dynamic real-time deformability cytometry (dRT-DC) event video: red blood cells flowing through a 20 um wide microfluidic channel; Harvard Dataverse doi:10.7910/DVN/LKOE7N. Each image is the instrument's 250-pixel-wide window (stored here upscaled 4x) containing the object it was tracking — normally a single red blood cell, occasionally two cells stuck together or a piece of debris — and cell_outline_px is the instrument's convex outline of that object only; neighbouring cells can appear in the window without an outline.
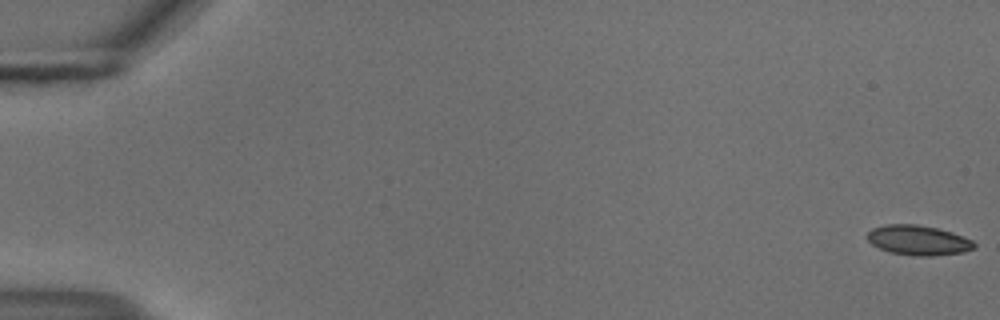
{"species": "common noctule bat (a hibernating species)", "species_latin": "Nyctalus noctula", "temperature_condition": "cold", "stored_images_in_passage": 55, "camera_frame_rate_fps": 3000, "um_per_image_px": 0.085, "animal": {"sex": "male", "body_mass_g": 18.8}, "frame": {"image": 1, "passage_image": 1, "time_ms": 0.0, "image_size_px": [1000, 320], "cell_outline_px": [[976, 248], [964, 252], [932, 256], [916, 256], [888, 252], [872, 244], [868, 240], [868, 232], [872, 228], [884, 224], [916, 224], [936, 228], [952, 232], [972, 240], [976, 244]], "centroid_in_image_um": [78.06, 20.42], "position_along_channel_um": 6.9, "area_um2": 18.67}}
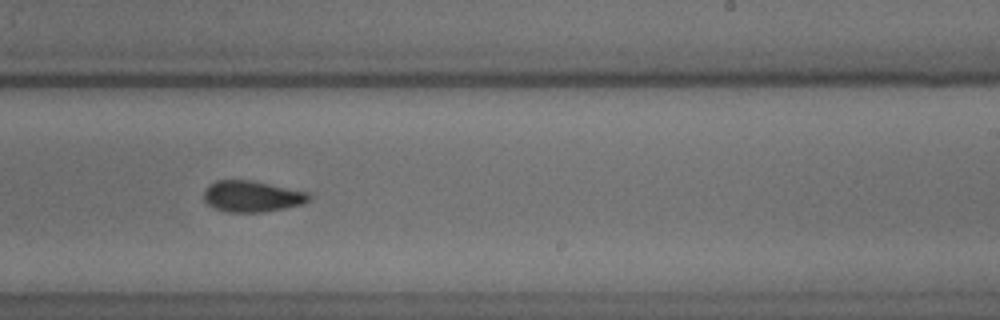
{"frame": {"image": 2, "passage_image": 35, "time_ms": 11.333, "image_size_px": [1000, 320], "cell_outline_px": [[312, 196], [308, 200], [300, 204], [284, 208], [264, 212], [228, 212], [216, 208], [208, 204], [204, 200], [204, 192], [208, 184], [216, 180], [248, 180], [308, 192]], "centroid_in_image_um": [21.38, 16.69], "position_along_channel_um": 267.6, "area_um2": 18.84}}
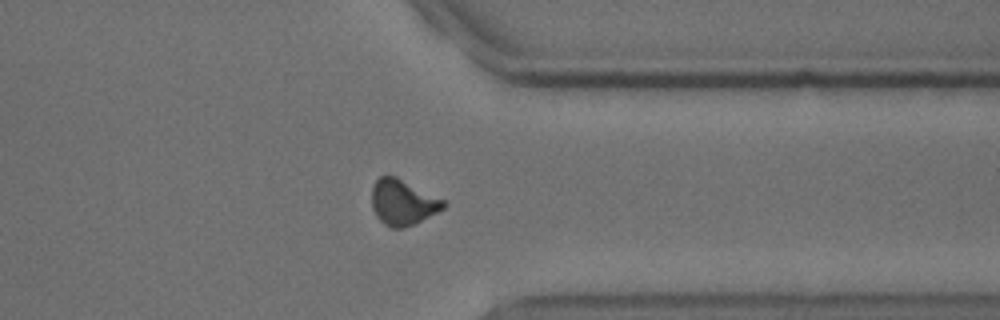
{"frame": {"image": 3, "passage_image": 44, "time_ms": 14.333, "image_size_px": [1000, 320], "cell_outline_px": [[448, 204], [444, 208], [404, 228], [392, 228], [384, 224], [376, 216], [372, 208], [372, 188], [376, 180], [380, 176], [396, 176], [444, 200]], "centroid_in_image_um": [34.21, 17.19], "position_along_channel_um": 377.2, "area_um2": 18.79}, "authors_computed_cell_mechanics": {"area_um2": 18.8428, "velocity_mm_per_s": 3.7354, "shape_relaxation_time_tau1_ms": 6.8369, "shape_relaxation_time_tau2_ms": null, "deformation_change_tau1": 0.1134, "deformation_change_tau2": null}}